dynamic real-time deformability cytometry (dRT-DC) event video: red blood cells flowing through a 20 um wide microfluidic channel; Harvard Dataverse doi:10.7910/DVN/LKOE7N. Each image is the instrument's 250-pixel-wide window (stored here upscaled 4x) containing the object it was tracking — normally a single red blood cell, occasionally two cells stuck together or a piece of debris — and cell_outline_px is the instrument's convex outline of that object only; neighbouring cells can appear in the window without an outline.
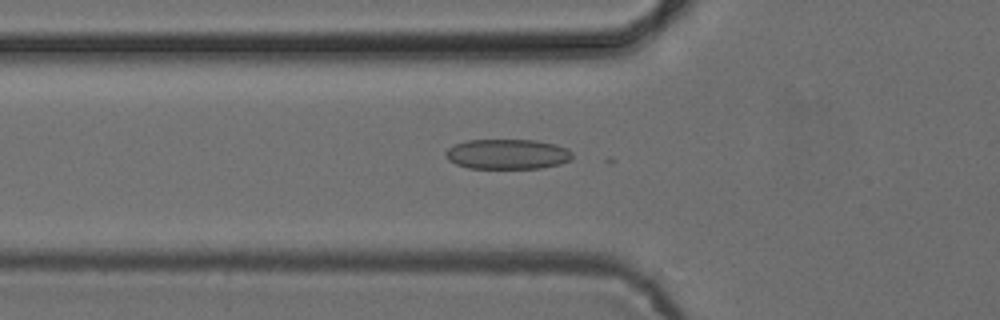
{"species": "common noctule bat (a hibernating species)", "species_latin": "Nyctalus noctula", "temperature_condition": "cold", "stored_images_in_passage": 38, "camera_frame_rate_fps": 3000, "um_per_image_px": 0.085, "animal": {"sex": "female", "body_mass_g": 24.6, "forearm_length_mm": 56.2}, "frame": {"image": 1, "passage_image": 4, "time_ms": 1.0, "image_size_px": [1000, 320], "cell_outline_px": [[572, 160], [560, 164], [540, 168], [468, 168], [456, 164], [448, 160], [444, 156], [444, 152], [448, 148], [456, 144], [468, 140], [536, 140], [556, 144], [568, 148], [572, 152]], "centroid_in_image_um": [43.14, 13.1], "position_along_channel_um": 82.7, "area_um2": 22.37}}
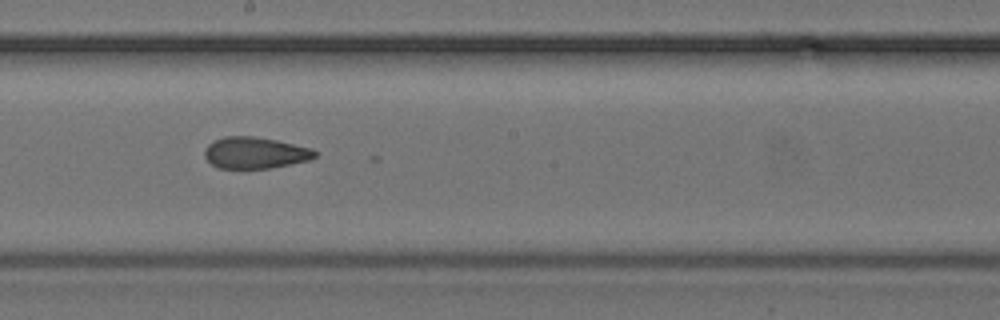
{"frame": {"image": 2, "passage_image": 15, "time_ms": 4.667, "image_size_px": [1000, 320], "cell_outline_px": [[316, 156], [308, 160], [268, 168], [216, 168], [204, 156], [204, 148], [208, 144], [224, 136], [252, 136], [276, 140], [312, 148], [316, 152]], "centroid_in_image_um": [21.64, 12.98], "position_along_channel_um": 226.6, "area_um2": 20.06}}
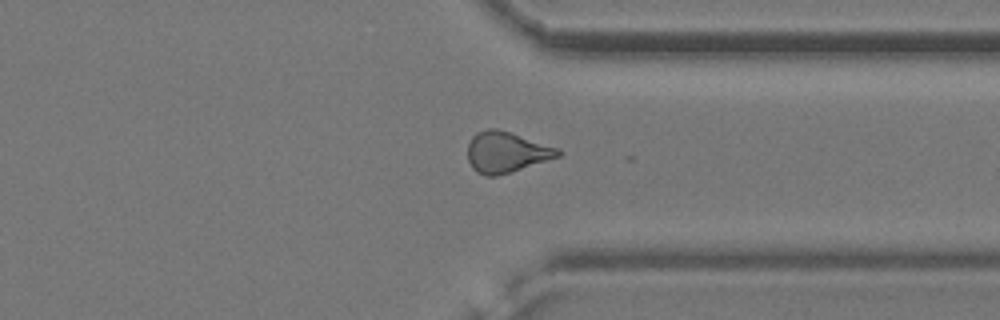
{"frame": {"image": 3, "passage_image": 26, "time_ms": 8.333, "image_size_px": [1000, 320], "cell_outline_px": [[564, 152], [560, 156], [548, 160], [496, 176], [484, 176], [476, 172], [472, 168], [468, 160], [468, 144], [472, 136], [476, 132], [488, 128], [500, 128], [560, 148]], "centroid_in_image_um": [43.04, 12.91], "position_along_channel_um": 368.4, "area_um2": 21.79}, "authors_computed_cell_mechanics": {"area_um2": 20.8658, "velocity_mm_per_s": 3.8937, "shape_relaxation_time_tau1_ms": null, "shape_relaxation_time_tau2_ms": 2.277, "deformation_change_tau1": null, "deformation_change_tau2": 0.0961}}